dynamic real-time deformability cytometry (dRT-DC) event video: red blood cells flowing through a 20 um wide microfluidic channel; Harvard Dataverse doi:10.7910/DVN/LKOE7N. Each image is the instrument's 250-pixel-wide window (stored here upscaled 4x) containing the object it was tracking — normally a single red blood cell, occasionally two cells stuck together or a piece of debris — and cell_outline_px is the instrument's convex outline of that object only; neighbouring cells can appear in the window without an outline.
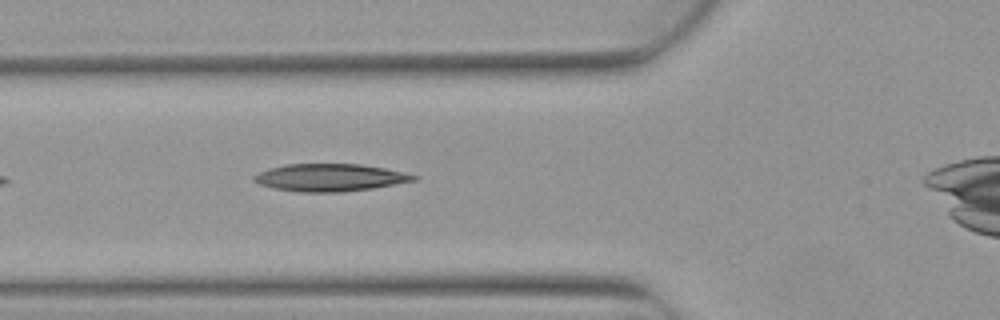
{"species": "Egyptian fruit bat (a non-hibernating species)", "species_latin": "Rousettus aegyptiacus", "temperature_condition": "warm", "stored_images_in_passage": 3, "camera_frame_rate_fps": 3000, "um_per_image_px": 0.085, "animal": {"sex": "female"}, "frame": {"image": 1, "passage_image": 2, "time_ms": 0.333, "image_size_px": [1000, 320], "cell_outline_px": [[420, 176], [416, 180], [372, 188], [340, 192], [300, 192], [272, 188], [260, 184], [252, 180], [252, 176], [260, 172], [284, 164], [360, 164], [384, 168]], "centroid_in_image_um": [28.02, 15.09], "position_along_channel_um": 97.8, "area_um2": 25.37}}